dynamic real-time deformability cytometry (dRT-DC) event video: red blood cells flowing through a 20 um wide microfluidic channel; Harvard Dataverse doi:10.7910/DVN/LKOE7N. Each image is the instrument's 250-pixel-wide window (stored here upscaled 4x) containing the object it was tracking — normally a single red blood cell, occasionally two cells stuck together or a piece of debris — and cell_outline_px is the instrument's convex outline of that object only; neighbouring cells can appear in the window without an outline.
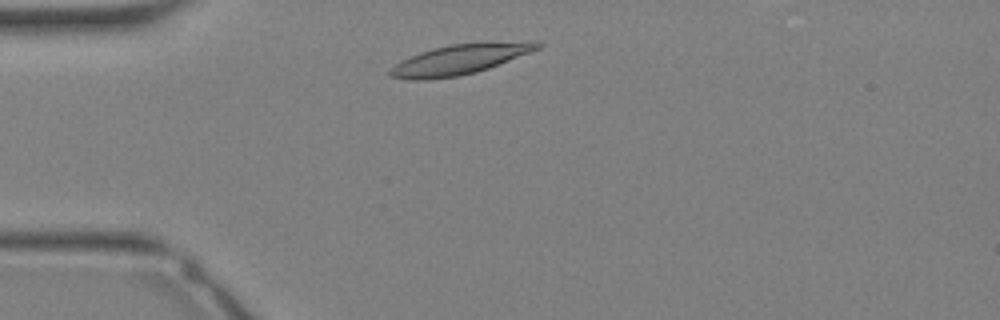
{"species": "Egyptian fruit bat (a non-hibernating species)", "species_latin": "Rousettus aegyptiacus", "temperature_condition": "warm", "stored_images_in_passage": 26, "camera_frame_rate_fps": 3000, "um_per_image_px": 0.085, "animal": {"sex": "female"}, "frame": {"image": 1, "passage_image": 3, "time_ms": 0.667, "image_size_px": [1000, 320], "cell_outline_px": [[544, 44], [540, 48], [532, 52], [488, 68], [476, 72], [460, 76], [428, 80], [412, 80], [388, 76], [388, 68], [400, 60], [420, 52], [432, 48], [452, 44], [488, 40], [536, 40]], "centroid_in_image_um": [39.14, 5.01], "position_along_channel_um": 45.9, "area_um2": 26.88}}
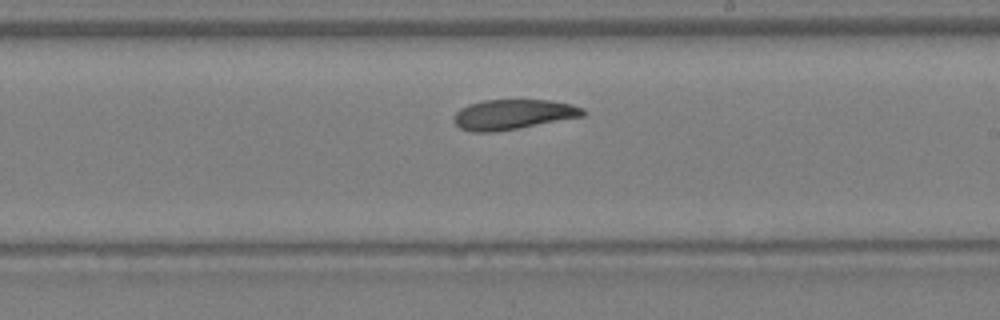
{"frame": {"image": 2, "passage_image": 14, "time_ms": 4.333, "image_size_px": [1000, 320], "cell_outline_px": [[588, 112], [584, 116], [496, 132], [472, 132], [460, 128], [452, 120], [456, 112], [460, 108], [468, 104], [484, 100], [548, 100], [572, 104], [584, 108]], "centroid_in_image_um": [43.61, 9.72], "position_along_channel_um": 245.4, "area_um2": 22.72}}
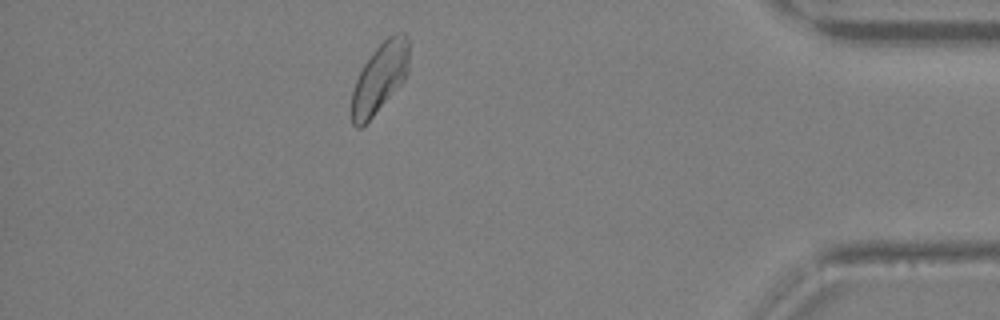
{"frame": {"image": 3, "passage_image": 24, "time_ms": 7.667, "image_size_px": [1000, 320], "cell_outline_px": [[408, 72], [404, 80], [372, 116], [360, 128], [356, 128], [352, 124], [352, 92], [356, 80], [364, 64], [372, 52], [388, 36], [396, 32], [404, 32], [408, 36]], "centroid_in_image_um": [32.29, 6.57], "position_along_channel_um": 402.9, "area_um2": 22.89}}